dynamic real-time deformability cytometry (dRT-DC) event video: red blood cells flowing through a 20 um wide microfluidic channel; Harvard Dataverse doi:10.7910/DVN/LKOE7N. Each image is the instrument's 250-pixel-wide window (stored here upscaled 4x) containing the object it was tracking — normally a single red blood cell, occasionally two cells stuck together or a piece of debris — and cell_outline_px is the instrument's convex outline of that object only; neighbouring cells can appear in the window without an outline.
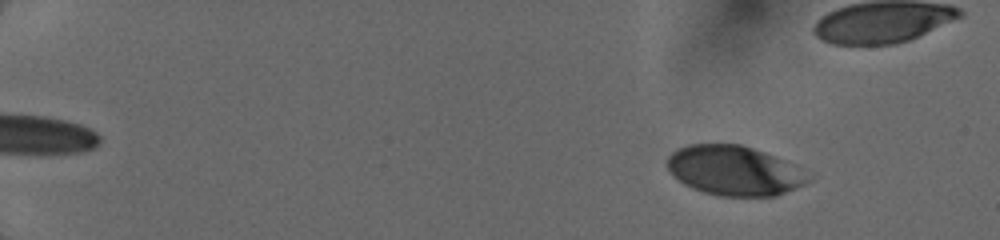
{"species": "human", "species_latin": "Homo sapiens", "temperature_condition": "cold", "stored_images_in_passage": 43, "camera_frame_rate_fps": 3000, "um_per_image_px": 0.085, "donor": {"sex": "female"}, "frame": {"image": 1, "passage_image": 5, "time_ms": 1.667, "image_size_px": [1000, 240], "cell_outline_px": [[812, 180], [796, 188], [776, 196], [720, 196], [704, 192], [692, 188], [684, 184], [672, 176], [668, 168], [668, 156], [676, 148], [688, 144], [740, 144], [764, 152], [780, 160]], "centroid_in_image_um": [62.29, 14.51], "position_along_channel_um": 22.7, "area_um2": 40.0}}
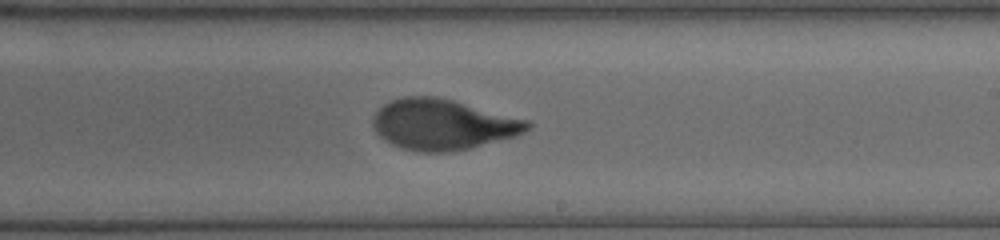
{"frame": {"image": 2, "passage_image": 31, "time_ms": 10.667, "image_size_px": [1000, 240], "cell_outline_px": [[532, 128], [516, 136], [472, 148], [452, 152], [420, 152], [400, 148], [384, 140], [372, 128], [372, 116], [384, 104], [392, 100], [404, 96], [432, 96], [452, 100], [532, 120]], "centroid_in_image_um": [37.67, 10.59], "position_along_channel_um": 251.3, "area_um2": 46.07}}
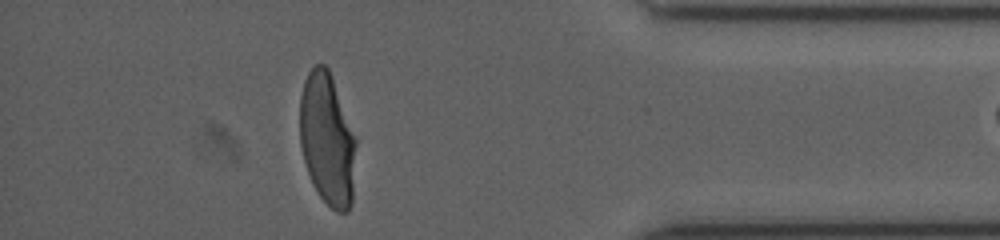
{"frame": {"image": 3, "passage_image": 42, "time_ms": 15.0, "image_size_px": [1000, 240], "cell_outline_px": [[356, 144], [352, 204], [348, 212], [336, 212], [320, 196], [312, 184], [304, 160], [300, 144], [300, 96], [304, 80], [308, 72], [316, 64], [324, 64], [328, 68], [356, 140]], "centroid_in_image_um": [27.8, 11.87], "position_along_channel_um": 407.4, "area_um2": 43.0}}